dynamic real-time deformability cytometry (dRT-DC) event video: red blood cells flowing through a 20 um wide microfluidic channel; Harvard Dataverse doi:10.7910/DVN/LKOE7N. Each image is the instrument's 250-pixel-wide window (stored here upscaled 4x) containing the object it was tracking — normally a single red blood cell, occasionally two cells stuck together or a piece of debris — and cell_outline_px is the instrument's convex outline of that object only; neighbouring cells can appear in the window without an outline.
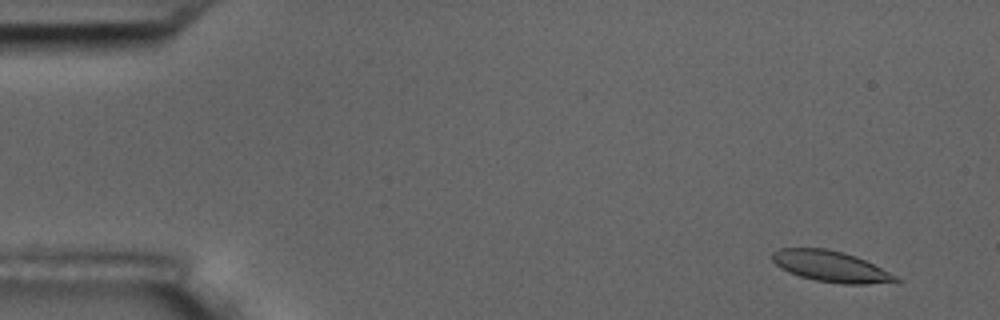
{"species": "common noctule bat (a hibernating species)", "species_latin": "Nyctalus noctula", "temperature_condition": "room temperature", "stored_images_in_passage": 7, "camera_frame_rate_fps": 3000, "um_per_image_px": 0.085, "animal": {"sex": "male", "body_mass_g": 17.5, "forearm_length_mm": 52.3}, "frame": {"image": 1, "passage_image": 1, "time_ms": 0.0, "image_size_px": [1000, 320], "cell_outline_px": [[904, 280], [900, 284], [844, 284], [816, 280], [800, 276], [788, 272], [780, 268], [772, 260], [772, 252], [780, 248], [824, 248], [844, 252], [856, 256]], "centroid_in_image_um": [70.68, 22.66], "position_along_channel_um": 14.3, "area_um2": 22.48}}
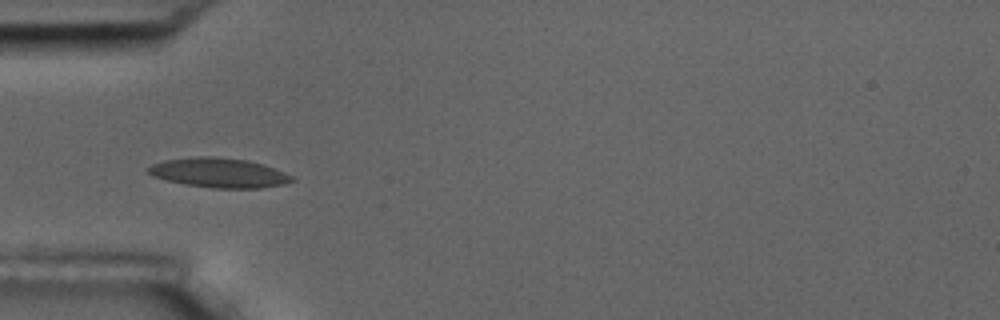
{"frame": {"image": 2, "passage_image": 5, "time_ms": 4.667, "image_size_px": [1000, 320], "cell_outline_px": [[296, 180], [284, 184], [260, 188], [212, 188], [184, 184], [152, 176], [148, 172], [148, 168], [152, 164], [164, 160], [196, 156], [212, 156], [248, 160], [264, 164], [292, 176]], "centroid_in_image_um": [18.62, 14.68], "position_along_channel_um": 66.4, "area_um2": 24.74}}